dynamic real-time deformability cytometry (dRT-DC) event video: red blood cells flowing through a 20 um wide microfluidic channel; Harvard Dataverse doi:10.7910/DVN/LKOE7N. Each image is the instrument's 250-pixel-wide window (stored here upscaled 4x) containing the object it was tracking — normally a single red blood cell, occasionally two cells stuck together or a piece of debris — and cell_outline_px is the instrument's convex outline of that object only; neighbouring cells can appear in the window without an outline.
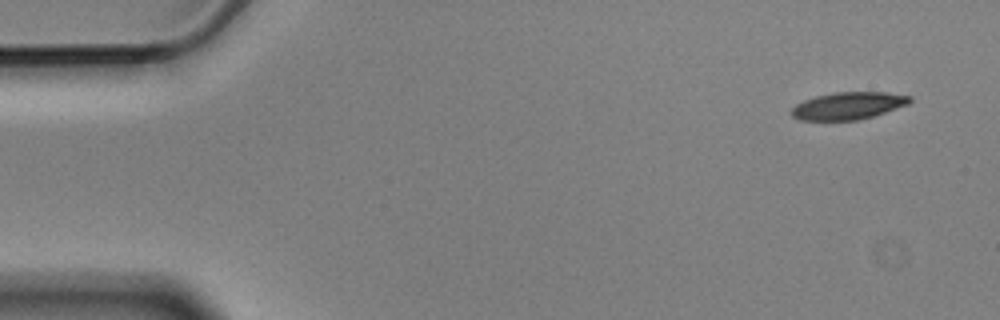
{"species": "Egyptian fruit bat (a non-hibernating species)", "species_latin": "Rousettus aegyptiacus", "temperature_condition": "cold", "stored_images_in_passage": 5, "camera_frame_rate_fps": 3000, "um_per_image_px": 0.085, "animal": {"sex": "male"}, "frame": {"image": 1, "passage_image": 1, "time_ms": 0.0, "image_size_px": [1000, 320], "cell_outline_px": [[912, 100], [908, 104], [872, 116], [856, 120], [800, 120], [792, 116], [792, 108], [796, 104], [804, 100], [816, 96], [836, 92], [884, 92], [912, 96]], "centroid_in_image_um": [72.09, 8.98], "position_along_channel_um": 12.9, "area_um2": 18.61}}
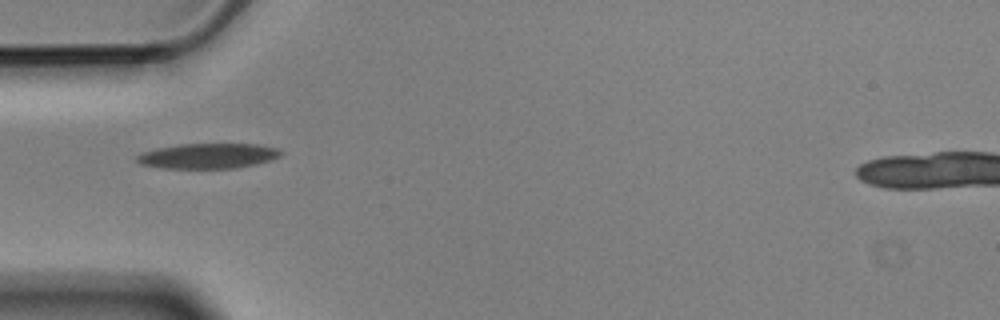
{"frame": {"image": 2, "passage_image": 5, "time_ms": 1.333, "image_size_px": [1000, 320], "cell_outline_px": [[284, 152], [280, 156], [272, 160], [256, 164], [236, 168], [164, 168], [140, 164], [136, 160], [136, 156], [140, 152], [156, 148], [180, 144], [256, 144], [280, 148]], "centroid_in_image_um": [17.7, 13.25], "position_along_channel_um": 67.3, "area_um2": 21.33}}